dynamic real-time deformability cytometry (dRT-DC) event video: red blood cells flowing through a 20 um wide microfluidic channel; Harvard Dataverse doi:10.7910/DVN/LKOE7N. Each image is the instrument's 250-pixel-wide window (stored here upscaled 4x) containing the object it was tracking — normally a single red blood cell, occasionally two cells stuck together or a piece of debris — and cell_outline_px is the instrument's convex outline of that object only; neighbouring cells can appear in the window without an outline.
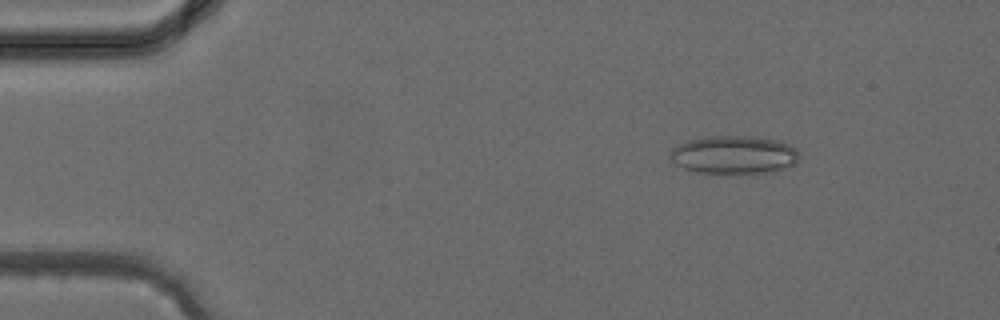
{"species": "common noctule bat (a hibernating species)", "species_latin": "Nyctalus noctula", "temperature_condition": "cold", "stored_images_in_passage": 9, "camera_frame_rate_fps": 3000, "um_per_image_px": 0.085, "animal": {"sex": "female", "body_mass_g": 24.6, "forearm_length_mm": 56.2}, "frame": {"image": 1, "passage_image": 5, "time_ms": 1.333, "image_size_px": [1000, 320], "cell_outline_px": [[800, 156], [796, 164], [788, 168], [776, 172], [696, 172], [684, 168], [668, 160], [668, 156], [672, 148], [688, 140], [704, 136], [756, 136], [776, 140], [788, 144], [796, 148], [800, 152]], "centroid_in_image_um": [62.41, 13.14], "position_along_channel_um": 22.6, "area_um2": 28.96}}